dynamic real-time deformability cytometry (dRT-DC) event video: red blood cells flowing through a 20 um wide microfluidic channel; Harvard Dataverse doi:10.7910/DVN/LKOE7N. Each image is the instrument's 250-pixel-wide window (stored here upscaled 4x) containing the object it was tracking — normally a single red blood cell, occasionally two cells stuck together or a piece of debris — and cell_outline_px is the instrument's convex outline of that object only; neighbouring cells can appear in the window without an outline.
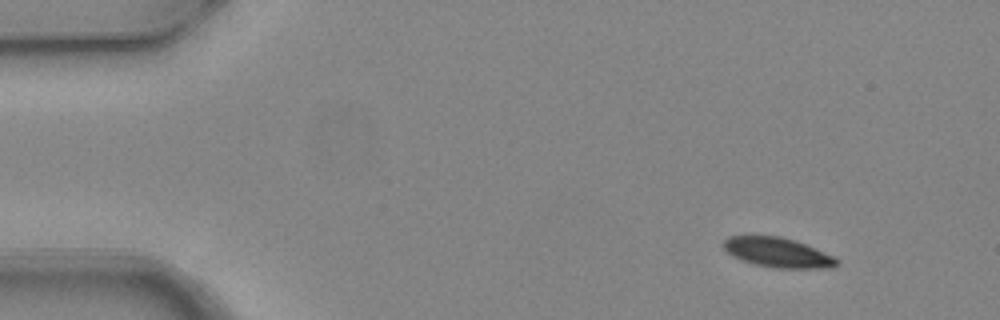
{"species": "common noctule bat (a hibernating species)", "species_latin": "Nyctalus noctula", "temperature_condition": "warm", "stored_images_in_passage": 4, "segment_of_instrument_passage": [1, 2], "camera_frame_rate_fps": 3000, "um_per_image_px": 0.085, "animal": {"sex": "female", "body_mass_g": 24.6, "forearm_length_mm": 56.2}, "frame": {"image": 1, "passage_image": 1, "time_ms": 0.0, "image_size_px": [1000, 320], "cell_outline_px": [[840, 264], [828, 268], [772, 268], [756, 264], [732, 256], [720, 244], [728, 236], [780, 236], [796, 240], [832, 256], [840, 260]], "centroid_in_image_um": [66.1, 21.46], "position_along_channel_um": 18.9, "area_um2": 19.54}}